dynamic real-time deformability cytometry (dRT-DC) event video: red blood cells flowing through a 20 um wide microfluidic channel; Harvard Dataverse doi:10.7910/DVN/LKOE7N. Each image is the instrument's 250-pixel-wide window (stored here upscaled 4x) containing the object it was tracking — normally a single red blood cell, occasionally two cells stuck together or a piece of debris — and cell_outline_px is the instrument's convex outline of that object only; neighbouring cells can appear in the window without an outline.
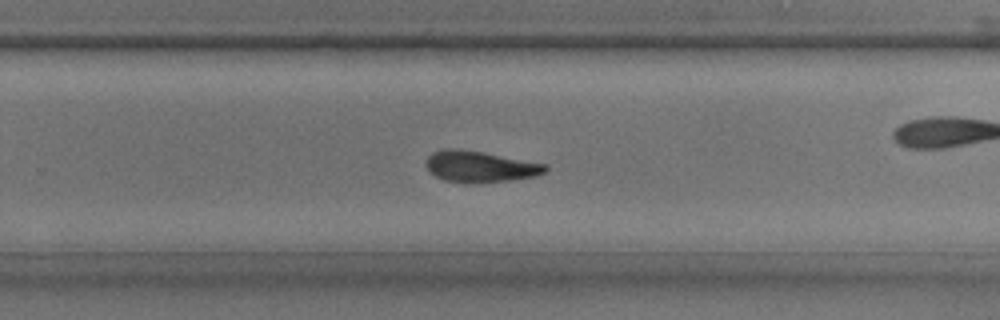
{"species": "common noctule bat (a hibernating species)", "species_latin": "Nyctalus noctula", "temperature_condition": "room temperature", "stored_images_in_passage": 25, "camera_frame_rate_fps": 3000, "um_per_image_px": 0.085, "animal": {"sex": "male", "body_mass_g": 17.9, "forearm_length_mm": 54.2}, "frame": {"image": 1, "passage_image": 17, "time_ms": 5.333, "image_size_px": [1000, 320], "cell_outline_px": [[548, 168], [544, 172], [536, 176], [508, 180], [444, 180], [428, 172], [424, 164], [428, 156], [432, 152], [444, 148], [456, 148], [480, 152], [548, 164]], "centroid_in_image_um": [40.76, 14.11], "position_along_channel_um": 289.0, "area_um2": 20.87}}